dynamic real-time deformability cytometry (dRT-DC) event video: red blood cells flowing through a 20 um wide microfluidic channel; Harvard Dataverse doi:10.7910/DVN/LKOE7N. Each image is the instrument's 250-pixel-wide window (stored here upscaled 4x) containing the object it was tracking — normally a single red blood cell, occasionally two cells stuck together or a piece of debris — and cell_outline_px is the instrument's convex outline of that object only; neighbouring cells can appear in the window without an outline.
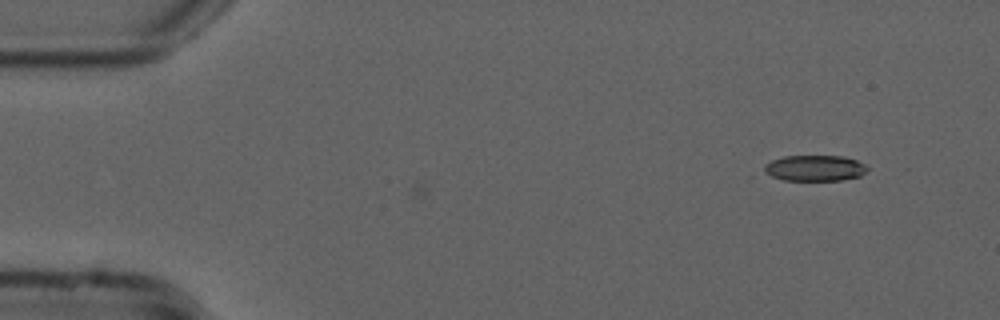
{"species": "common noctule bat (a hibernating species)", "species_latin": "Nyctalus noctula", "temperature_condition": "cold", "stored_images_in_passage": 9, "camera_frame_rate_fps": 3000, "um_per_image_px": 0.085, "animal": {"sex": "male", "forearm_length_mm": 52.5}, "frame": {"image": 1, "passage_image": 9, "time_ms": 2.667, "image_size_px": [1000, 320], "cell_outline_px": [[868, 168], [860, 176], [840, 180], [784, 180], [760, 172], [764, 164], [772, 160], [784, 156], [844, 156], [856, 160], [864, 164]], "centroid_in_image_um": [69.19, 14.28], "position_along_channel_um": 15.8, "area_um2": 15.61}}